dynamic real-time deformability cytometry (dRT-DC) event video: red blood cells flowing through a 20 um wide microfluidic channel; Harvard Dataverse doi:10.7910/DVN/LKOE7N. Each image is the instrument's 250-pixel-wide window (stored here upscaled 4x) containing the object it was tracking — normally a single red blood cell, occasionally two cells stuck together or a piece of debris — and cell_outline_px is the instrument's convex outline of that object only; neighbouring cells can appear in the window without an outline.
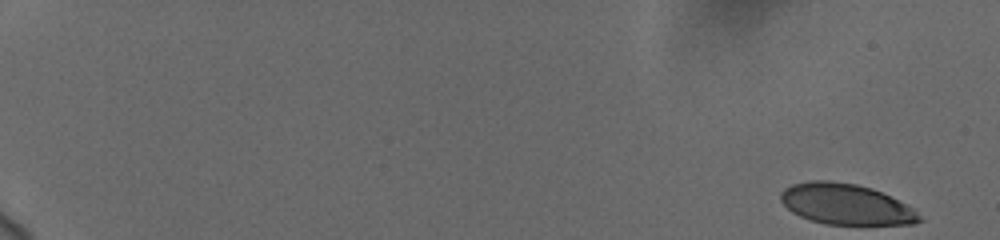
{"species": "human", "species_latin": "Homo sapiens", "temperature_condition": "cold", "stored_images_in_passage": 56, "camera_frame_rate_fps": 3000, "um_per_image_px": 0.085, "donor": {"sex": "female"}, "frame": {"image": 1, "passage_image": 1, "time_ms": 0.0, "image_size_px": [1000, 240], "cell_outline_px": [[924, 220], [916, 224], [828, 224], [812, 220], [800, 216], [792, 212], [780, 200], [780, 192], [784, 188], [792, 184], [808, 180], [828, 180], [856, 184], [872, 188], [916, 208]], "centroid_in_image_um": [71.94, 17.35], "position_along_channel_um": 13.1, "area_um2": 33.12}}
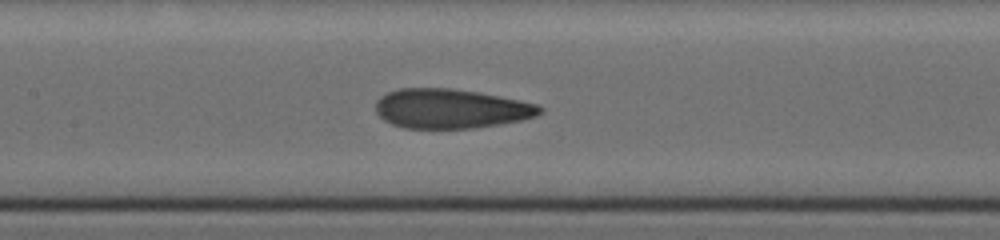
{"frame": {"image": 2, "passage_image": 30, "time_ms": 9.667, "image_size_px": [1000, 240], "cell_outline_px": [[544, 108], [536, 116], [520, 120], [500, 124], [472, 128], [404, 128], [392, 124], [384, 120], [376, 112], [376, 100], [380, 96], [388, 92], [400, 88], [452, 88], [476, 92], [520, 100], [536, 104]], "centroid_in_image_um": [38.29, 9.23], "position_along_channel_um": 169.1, "area_um2": 37.63}}
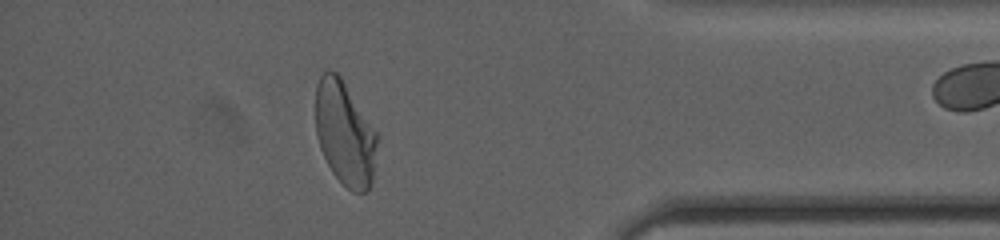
{"frame": {"image": 3, "passage_image": 51, "time_ms": 16.667, "image_size_px": [1000, 240], "cell_outline_px": [[376, 144], [372, 180], [368, 192], [352, 192], [332, 172], [320, 148], [316, 132], [316, 84], [320, 76], [324, 72], [336, 72], [340, 76], [376, 132]], "centroid_in_image_um": [29.29, 11.35], "position_along_channel_um": 405.9, "area_um2": 36.59}, "authors_computed_cell_mechanics": {"area_um2": 37.1076, "velocity_mm_per_s": 3.7159, "shape_relaxation_time_tau1_ms": 7.8138, "shape_relaxation_time_tau2_ms": 1.0048, "deformation_change_tau1": 0.239, "deformation_change_tau2": 0.0755}}